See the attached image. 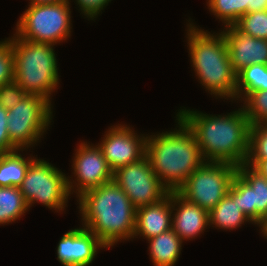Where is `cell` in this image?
<instances>
[{"mask_svg":"<svg viewBox=\"0 0 267 266\" xmlns=\"http://www.w3.org/2000/svg\"><path fill=\"white\" fill-rule=\"evenodd\" d=\"M177 116L192 130L206 162H225L237 167L245 164L251 123L242 104L227 115H210L183 107Z\"/></svg>","mask_w":267,"mask_h":266,"instance_id":"obj_1","label":"cell"},{"mask_svg":"<svg viewBox=\"0 0 267 266\" xmlns=\"http://www.w3.org/2000/svg\"><path fill=\"white\" fill-rule=\"evenodd\" d=\"M76 198L82 226L93 232L107 249L133 239L136 208L113 179Z\"/></svg>","mask_w":267,"mask_h":266,"instance_id":"obj_2","label":"cell"},{"mask_svg":"<svg viewBox=\"0 0 267 266\" xmlns=\"http://www.w3.org/2000/svg\"><path fill=\"white\" fill-rule=\"evenodd\" d=\"M178 129L146 137V156L163 185L177 191L204 162L195 135L176 115Z\"/></svg>","mask_w":267,"mask_h":266,"instance_id":"obj_3","label":"cell"},{"mask_svg":"<svg viewBox=\"0 0 267 266\" xmlns=\"http://www.w3.org/2000/svg\"><path fill=\"white\" fill-rule=\"evenodd\" d=\"M187 23V46L190 62L204 89L217 99L236 102L237 73L234 71L227 49L225 37L221 32L211 33Z\"/></svg>","mask_w":267,"mask_h":266,"instance_id":"obj_4","label":"cell"},{"mask_svg":"<svg viewBox=\"0 0 267 266\" xmlns=\"http://www.w3.org/2000/svg\"><path fill=\"white\" fill-rule=\"evenodd\" d=\"M8 39L14 55V81L27 94L41 96L52 104L51 94L60 80L54 45L30 42L15 33Z\"/></svg>","mask_w":267,"mask_h":266,"instance_id":"obj_5","label":"cell"},{"mask_svg":"<svg viewBox=\"0 0 267 266\" xmlns=\"http://www.w3.org/2000/svg\"><path fill=\"white\" fill-rule=\"evenodd\" d=\"M69 1L29 4L19 17L15 34L27 41L60 44L71 36V6Z\"/></svg>","mask_w":267,"mask_h":266,"instance_id":"obj_6","label":"cell"},{"mask_svg":"<svg viewBox=\"0 0 267 266\" xmlns=\"http://www.w3.org/2000/svg\"><path fill=\"white\" fill-rule=\"evenodd\" d=\"M67 176L44 159L35 158L27 168L20 191L29 208L40 203L56 212L64 211L69 196Z\"/></svg>","mask_w":267,"mask_h":266,"instance_id":"obj_7","label":"cell"},{"mask_svg":"<svg viewBox=\"0 0 267 266\" xmlns=\"http://www.w3.org/2000/svg\"><path fill=\"white\" fill-rule=\"evenodd\" d=\"M53 106L38 95H27L7 112V130L11 143L20 151L37 145L53 118Z\"/></svg>","mask_w":267,"mask_h":266,"instance_id":"obj_8","label":"cell"},{"mask_svg":"<svg viewBox=\"0 0 267 266\" xmlns=\"http://www.w3.org/2000/svg\"><path fill=\"white\" fill-rule=\"evenodd\" d=\"M237 166L225 162H204L177 190L186 200L210 212L228 193Z\"/></svg>","mask_w":267,"mask_h":266,"instance_id":"obj_9","label":"cell"},{"mask_svg":"<svg viewBox=\"0 0 267 266\" xmlns=\"http://www.w3.org/2000/svg\"><path fill=\"white\" fill-rule=\"evenodd\" d=\"M113 180L127 194L136 209L157 203L170 192L154 173L146 155L113 172Z\"/></svg>","mask_w":267,"mask_h":266,"instance_id":"obj_10","label":"cell"},{"mask_svg":"<svg viewBox=\"0 0 267 266\" xmlns=\"http://www.w3.org/2000/svg\"><path fill=\"white\" fill-rule=\"evenodd\" d=\"M74 155L72 177L74 176L75 180L71 176L67 177L70 194L74 192L78 197L87 190L99 187L113 179V171L97 145H90L83 141L76 148Z\"/></svg>","mask_w":267,"mask_h":266,"instance_id":"obj_11","label":"cell"},{"mask_svg":"<svg viewBox=\"0 0 267 266\" xmlns=\"http://www.w3.org/2000/svg\"><path fill=\"white\" fill-rule=\"evenodd\" d=\"M137 134L128 125L119 124L109 127L97 146L101 149L105 160L113 172L136 162L146 154V137Z\"/></svg>","mask_w":267,"mask_h":266,"instance_id":"obj_12","label":"cell"},{"mask_svg":"<svg viewBox=\"0 0 267 266\" xmlns=\"http://www.w3.org/2000/svg\"><path fill=\"white\" fill-rule=\"evenodd\" d=\"M237 189V203L252 224L267 220V180L246 164L237 167L231 183Z\"/></svg>","mask_w":267,"mask_h":266,"instance_id":"obj_13","label":"cell"},{"mask_svg":"<svg viewBox=\"0 0 267 266\" xmlns=\"http://www.w3.org/2000/svg\"><path fill=\"white\" fill-rule=\"evenodd\" d=\"M101 248L107 249L93 232L82 226L61 237L56 254L63 266H89Z\"/></svg>","mask_w":267,"mask_h":266,"instance_id":"obj_14","label":"cell"},{"mask_svg":"<svg viewBox=\"0 0 267 266\" xmlns=\"http://www.w3.org/2000/svg\"><path fill=\"white\" fill-rule=\"evenodd\" d=\"M223 28L230 62L236 73L253 64L267 65V40L245 35L235 26Z\"/></svg>","mask_w":267,"mask_h":266,"instance_id":"obj_15","label":"cell"},{"mask_svg":"<svg viewBox=\"0 0 267 266\" xmlns=\"http://www.w3.org/2000/svg\"><path fill=\"white\" fill-rule=\"evenodd\" d=\"M209 226V212L172 191V230L181 238L195 239Z\"/></svg>","mask_w":267,"mask_h":266,"instance_id":"obj_16","label":"cell"},{"mask_svg":"<svg viewBox=\"0 0 267 266\" xmlns=\"http://www.w3.org/2000/svg\"><path fill=\"white\" fill-rule=\"evenodd\" d=\"M172 229V192L157 203L136 209L133 235L148 240Z\"/></svg>","mask_w":267,"mask_h":266,"instance_id":"obj_17","label":"cell"},{"mask_svg":"<svg viewBox=\"0 0 267 266\" xmlns=\"http://www.w3.org/2000/svg\"><path fill=\"white\" fill-rule=\"evenodd\" d=\"M246 222L252 223L241 211L237 203V189L231 184L228 193L209 212V226L230 231Z\"/></svg>","mask_w":267,"mask_h":266,"instance_id":"obj_18","label":"cell"},{"mask_svg":"<svg viewBox=\"0 0 267 266\" xmlns=\"http://www.w3.org/2000/svg\"><path fill=\"white\" fill-rule=\"evenodd\" d=\"M147 241L154 266H174L179 260L183 241L172 229Z\"/></svg>","mask_w":267,"mask_h":266,"instance_id":"obj_19","label":"cell"},{"mask_svg":"<svg viewBox=\"0 0 267 266\" xmlns=\"http://www.w3.org/2000/svg\"><path fill=\"white\" fill-rule=\"evenodd\" d=\"M36 157L25 158L20 150L0 154V187H19L25 177L27 168Z\"/></svg>","mask_w":267,"mask_h":266,"instance_id":"obj_20","label":"cell"},{"mask_svg":"<svg viewBox=\"0 0 267 266\" xmlns=\"http://www.w3.org/2000/svg\"><path fill=\"white\" fill-rule=\"evenodd\" d=\"M27 210L30 209L19 187H0V225L19 220Z\"/></svg>","mask_w":267,"mask_h":266,"instance_id":"obj_21","label":"cell"},{"mask_svg":"<svg viewBox=\"0 0 267 266\" xmlns=\"http://www.w3.org/2000/svg\"><path fill=\"white\" fill-rule=\"evenodd\" d=\"M267 90V65L253 64L237 73L236 100H242L251 92Z\"/></svg>","mask_w":267,"mask_h":266,"instance_id":"obj_22","label":"cell"},{"mask_svg":"<svg viewBox=\"0 0 267 266\" xmlns=\"http://www.w3.org/2000/svg\"><path fill=\"white\" fill-rule=\"evenodd\" d=\"M212 15L222 21L225 27L234 26L246 13H249L251 0H207Z\"/></svg>","mask_w":267,"mask_h":266,"instance_id":"obj_23","label":"cell"},{"mask_svg":"<svg viewBox=\"0 0 267 266\" xmlns=\"http://www.w3.org/2000/svg\"><path fill=\"white\" fill-rule=\"evenodd\" d=\"M242 101L251 125L267 123V90L251 92Z\"/></svg>","mask_w":267,"mask_h":266,"instance_id":"obj_24","label":"cell"},{"mask_svg":"<svg viewBox=\"0 0 267 266\" xmlns=\"http://www.w3.org/2000/svg\"><path fill=\"white\" fill-rule=\"evenodd\" d=\"M234 26L245 35L267 40V10L246 13Z\"/></svg>","mask_w":267,"mask_h":266,"instance_id":"obj_25","label":"cell"},{"mask_svg":"<svg viewBox=\"0 0 267 266\" xmlns=\"http://www.w3.org/2000/svg\"><path fill=\"white\" fill-rule=\"evenodd\" d=\"M247 158H267V123L251 125Z\"/></svg>","mask_w":267,"mask_h":266,"instance_id":"obj_26","label":"cell"},{"mask_svg":"<svg viewBox=\"0 0 267 266\" xmlns=\"http://www.w3.org/2000/svg\"><path fill=\"white\" fill-rule=\"evenodd\" d=\"M14 81V55L11 41H0V86Z\"/></svg>","mask_w":267,"mask_h":266,"instance_id":"obj_27","label":"cell"},{"mask_svg":"<svg viewBox=\"0 0 267 266\" xmlns=\"http://www.w3.org/2000/svg\"><path fill=\"white\" fill-rule=\"evenodd\" d=\"M28 94L15 82L0 86V105L6 110L15 107Z\"/></svg>","mask_w":267,"mask_h":266,"instance_id":"obj_28","label":"cell"},{"mask_svg":"<svg viewBox=\"0 0 267 266\" xmlns=\"http://www.w3.org/2000/svg\"><path fill=\"white\" fill-rule=\"evenodd\" d=\"M112 0H75L79 11L88 18V20H95L102 10L111 2ZM71 2V0H69Z\"/></svg>","mask_w":267,"mask_h":266,"instance_id":"obj_29","label":"cell"},{"mask_svg":"<svg viewBox=\"0 0 267 266\" xmlns=\"http://www.w3.org/2000/svg\"><path fill=\"white\" fill-rule=\"evenodd\" d=\"M7 112L3 106L0 105V154L13 153L18 149L11 143L7 130Z\"/></svg>","mask_w":267,"mask_h":266,"instance_id":"obj_30","label":"cell"},{"mask_svg":"<svg viewBox=\"0 0 267 266\" xmlns=\"http://www.w3.org/2000/svg\"><path fill=\"white\" fill-rule=\"evenodd\" d=\"M245 164L267 180V158H247Z\"/></svg>","mask_w":267,"mask_h":266,"instance_id":"obj_31","label":"cell"},{"mask_svg":"<svg viewBox=\"0 0 267 266\" xmlns=\"http://www.w3.org/2000/svg\"><path fill=\"white\" fill-rule=\"evenodd\" d=\"M267 10V0H251L249 13Z\"/></svg>","mask_w":267,"mask_h":266,"instance_id":"obj_32","label":"cell"},{"mask_svg":"<svg viewBox=\"0 0 267 266\" xmlns=\"http://www.w3.org/2000/svg\"><path fill=\"white\" fill-rule=\"evenodd\" d=\"M29 4H44V3H58L69 0H29Z\"/></svg>","mask_w":267,"mask_h":266,"instance_id":"obj_33","label":"cell"},{"mask_svg":"<svg viewBox=\"0 0 267 266\" xmlns=\"http://www.w3.org/2000/svg\"><path fill=\"white\" fill-rule=\"evenodd\" d=\"M262 233V235L267 239V220L265 223L260 227L259 229Z\"/></svg>","mask_w":267,"mask_h":266,"instance_id":"obj_34","label":"cell"}]
</instances>
